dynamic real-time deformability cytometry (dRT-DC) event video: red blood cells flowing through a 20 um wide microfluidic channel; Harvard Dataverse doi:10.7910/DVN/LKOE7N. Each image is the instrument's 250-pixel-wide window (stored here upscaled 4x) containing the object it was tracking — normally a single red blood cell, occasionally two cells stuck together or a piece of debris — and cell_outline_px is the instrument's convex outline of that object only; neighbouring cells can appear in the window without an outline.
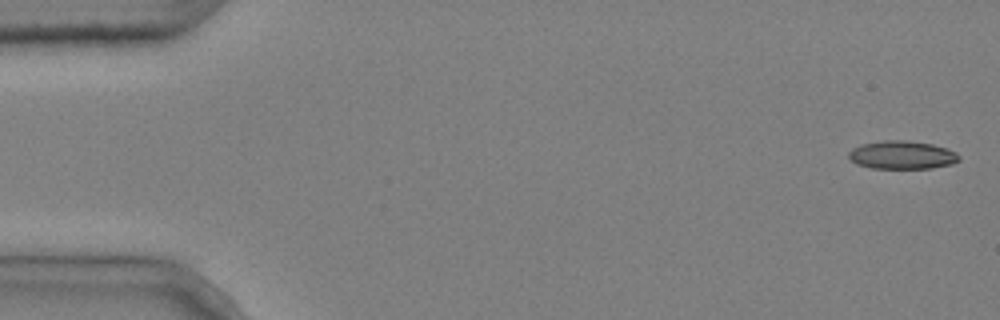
{"species": "common noctule bat (a hibernating species)", "species_latin": "Nyctalus noctula", "temperature_condition": "cold", "stored_images_in_passage": 6, "segment_of_instrument_passage": [1, 2], "camera_frame_rate_fps": 3000, "um_per_image_px": 0.085, "animal": {"sex": "male", "body_mass_g": 20.4}, "frame": {"image": 1, "passage_image": 1, "time_ms": 0.0, "image_size_px": [1000, 320], "cell_outline_px": [[960, 160], [952, 164], [932, 168], [872, 168], [856, 164], [848, 156], [848, 152], [852, 148], [860, 144], [884, 140], [908, 140], [932, 144], [948, 148], [956, 152], [960, 156]], "centroid_in_image_um": [76.69, 13.16], "position_along_channel_um": 8.3, "area_um2": 18.32}}